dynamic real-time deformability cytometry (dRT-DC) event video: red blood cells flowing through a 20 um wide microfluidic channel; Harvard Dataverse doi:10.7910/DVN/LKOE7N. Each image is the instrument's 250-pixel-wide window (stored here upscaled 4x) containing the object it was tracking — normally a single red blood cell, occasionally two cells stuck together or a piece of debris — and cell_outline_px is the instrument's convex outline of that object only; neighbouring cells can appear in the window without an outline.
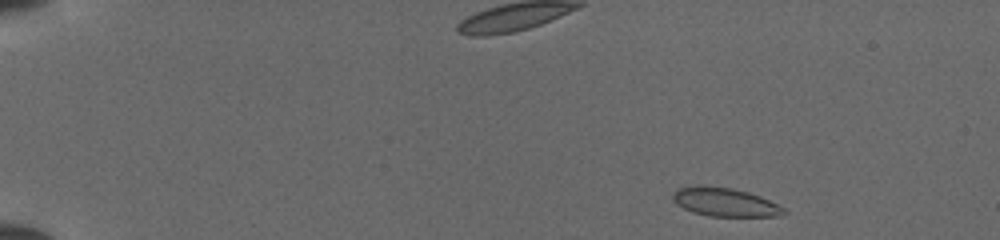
{"species": "common noctule bat (a hibernating species)", "species_latin": "Nyctalus noctula", "temperature_condition": "cold", "stored_images_in_passage": 45, "camera_frame_rate_fps": 3000, "um_per_image_px": 0.085, "animal": {"sex": "female", "body_mass_g": 19.5, "forearm_length_mm": 54.1}, "frame": {"image": 1, "passage_image": 1, "time_ms": 0.0, "image_size_px": [1000, 240], "cell_outline_px": [[788, 212], [776, 216], [708, 216], [692, 212], [676, 204], [672, 200], [672, 192], [676, 188], [692, 184], [696, 184], [732, 188], [748, 192], [760, 196], [784, 208]], "centroid_in_image_um": [61.53, 17.16], "position_along_channel_um": 23.5, "area_um2": 18.73}}
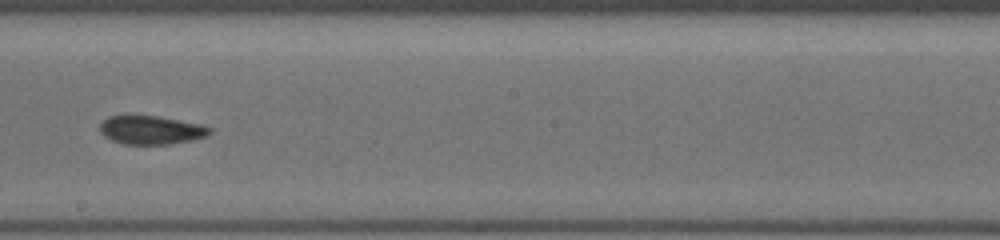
{"frame": {"image": 2, "passage_image": 25, "time_ms": 8.0, "image_size_px": [1000, 240], "cell_outline_px": [[212, 132], [204, 136], [192, 140], [168, 144], [124, 144], [112, 140], [104, 136], [100, 132], [100, 124], [108, 116], [156, 116], [204, 124], [212, 128]], "centroid_in_image_um": [12.86, 11.05], "position_along_channel_um": 235.3, "area_um2": 18.21}}
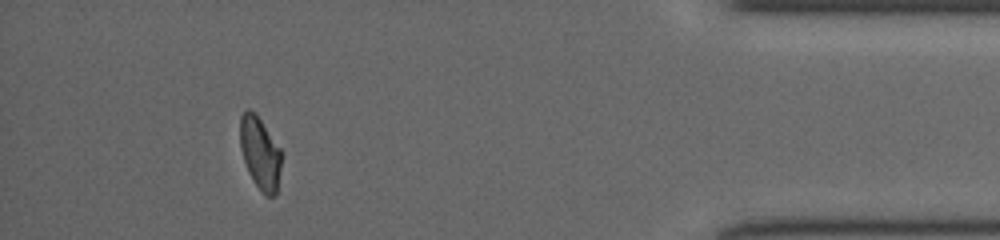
{"frame": {"image": 3, "passage_image": 41, "time_ms": 13.333, "image_size_px": [1000, 240], "cell_outline_px": [[280, 168], [276, 192], [272, 196], [268, 196], [256, 184], [248, 172], [240, 148], [240, 116], [248, 108], [256, 112], [280, 148]], "centroid_in_image_um": [22.08, 12.93], "position_along_channel_um": 413.1, "area_um2": 17.11}}